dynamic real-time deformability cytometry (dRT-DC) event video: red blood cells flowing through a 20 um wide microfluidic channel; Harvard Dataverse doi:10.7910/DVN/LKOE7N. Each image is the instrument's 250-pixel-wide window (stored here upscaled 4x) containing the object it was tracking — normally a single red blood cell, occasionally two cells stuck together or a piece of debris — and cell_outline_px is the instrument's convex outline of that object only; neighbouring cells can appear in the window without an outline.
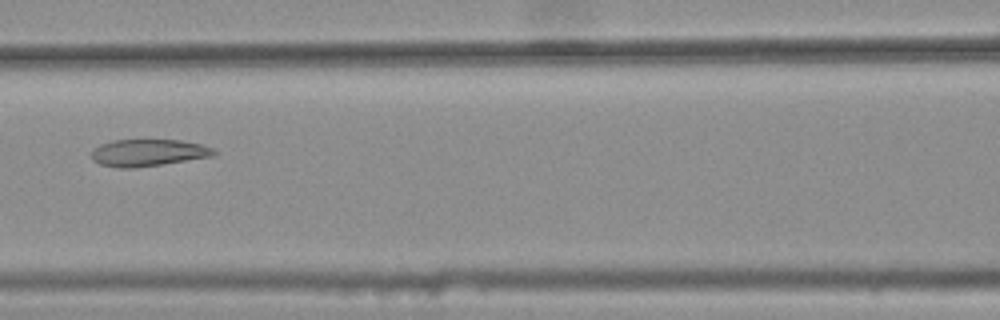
{"species": "common noctule bat (a hibernating species)", "species_latin": "Nyctalus noctula", "temperature_condition": "warm", "stored_images_in_passage": 6, "camera_frame_rate_fps": 3000, "um_per_image_px": 0.085, "animal": {"sex": "female", "body_mass_g": 25.1}, "frame": {"image": 1, "passage_image": 3, "time_ms": 0.667, "image_size_px": [1000, 320], "cell_outline_px": [[216, 152], [212, 156], [136, 168], [116, 168], [100, 164], [92, 160], [92, 152], [100, 144], [112, 140], [180, 140], [200, 144], [212, 148]], "centroid_in_image_um": [12.55, 12.98], "position_along_channel_um": 154.0, "area_um2": 19.07}}
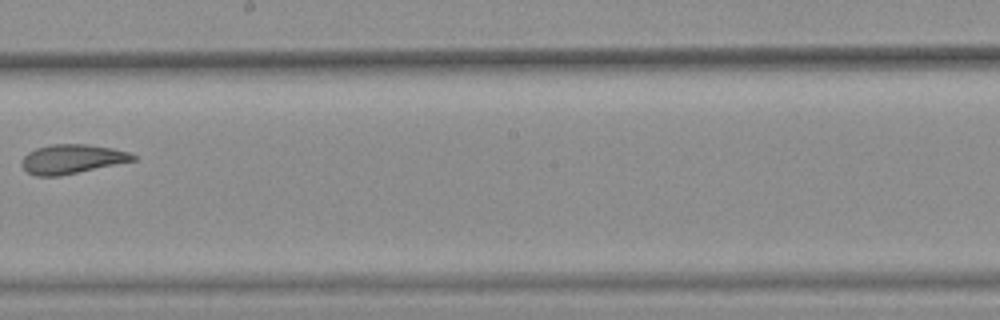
{"frame": {"image": 2, "passage_image": 5, "time_ms": 1.333, "image_size_px": [1000, 320], "cell_outline_px": [[136, 160], [60, 176], [36, 176], [28, 172], [20, 164], [20, 160], [28, 152], [36, 148], [52, 144], [88, 144], [112, 148], [128, 152], [136, 156]], "centroid_in_image_um": [6.09, 13.52], "position_along_channel_um": 242.1, "area_um2": 18.96}}
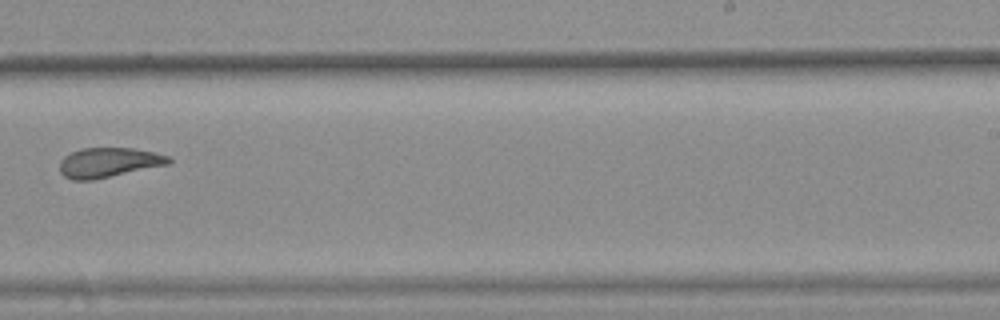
{"frame": {"image": 3, "passage_image": 6, "time_ms": 1.667, "image_size_px": [1000, 320], "cell_outline_px": [[172, 164], [92, 180], [72, 180], [64, 176], [60, 172], [60, 160], [64, 156], [72, 152], [84, 148], [132, 148], [152, 152], [168, 156], [172, 160]], "centroid_in_image_um": [9.25, 13.82], "position_along_channel_um": 279.8, "area_um2": 18.9}}